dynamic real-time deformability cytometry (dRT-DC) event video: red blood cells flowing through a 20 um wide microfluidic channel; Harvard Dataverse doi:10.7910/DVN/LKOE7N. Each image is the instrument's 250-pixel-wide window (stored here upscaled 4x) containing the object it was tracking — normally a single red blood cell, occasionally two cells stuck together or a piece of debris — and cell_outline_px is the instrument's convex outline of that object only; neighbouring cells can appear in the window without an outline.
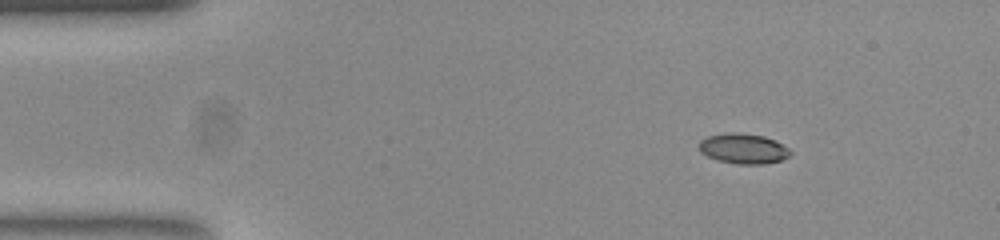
{"species": "common noctule bat (a hibernating species)", "species_latin": "Nyctalus noctula", "temperature_condition": "room temperature", "stored_images_in_passage": 51, "camera_frame_rate_fps": 3000, "um_per_image_px": 0.085, "animal": {"sex": "female", "body_mass_g": 23.0, "forearm_length_mm": 53.4}, "frame": {"image": 1, "passage_image": 5, "time_ms": 1.333, "image_size_px": [1000, 240], "cell_outline_px": [[792, 152], [788, 156], [780, 160], [764, 164], [740, 164], [716, 160], [700, 152], [700, 140], [708, 136], [728, 132], [740, 132], [764, 136], [776, 140], [788, 148]], "centroid_in_image_um": [63.19, 12.62], "position_along_channel_um": 21.8, "area_um2": 16.07}}
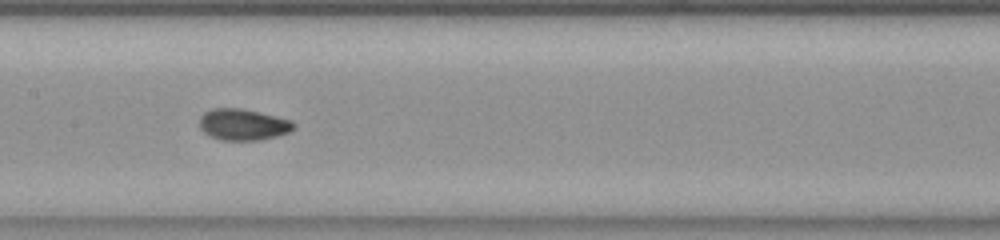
{"frame": {"image": 2, "passage_image": 24, "time_ms": 7.667, "image_size_px": [1000, 240], "cell_outline_px": [[296, 124], [288, 132], [276, 136], [256, 140], [220, 140], [204, 132], [200, 128], [200, 116], [204, 112], [212, 108], [240, 108], [292, 120]], "centroid_in_image_um": [20.63, 10.58], "position_along_channel_um": 186.8, "area_um2": 16.99}}
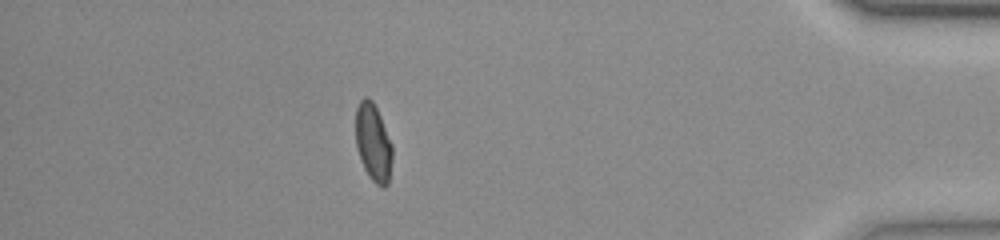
{"frame": {"image": 3, "passage_image": 45, "time_ms": 14.667, "image_size_px": [1000, 240], "cell_outline_px": [[392, 160], [388, 184], [384, 188], [376, 184], [372, 180], [364, 168], [356, 144], [356, 108], [360, 100], [364, 96], [368, 96], [372, 100], [380, 116], [392, 144]], "centroid_in_image_um": [31.73, 12.11], "position_along_channel_um": 403.5, "area_um2": 16.47}, "authors_computed_cell_mechanics": {"area_um2": 16.2996, "velocity_mm_per_s": 3.8066, "shape_relaxation_time_tau1_ms": 4.5404, "shape_relaxation_time_tau2_ms": 1.3643, "deformation_change_tau1": 0.1624, "deformation_change_tau2": 0.0539}}